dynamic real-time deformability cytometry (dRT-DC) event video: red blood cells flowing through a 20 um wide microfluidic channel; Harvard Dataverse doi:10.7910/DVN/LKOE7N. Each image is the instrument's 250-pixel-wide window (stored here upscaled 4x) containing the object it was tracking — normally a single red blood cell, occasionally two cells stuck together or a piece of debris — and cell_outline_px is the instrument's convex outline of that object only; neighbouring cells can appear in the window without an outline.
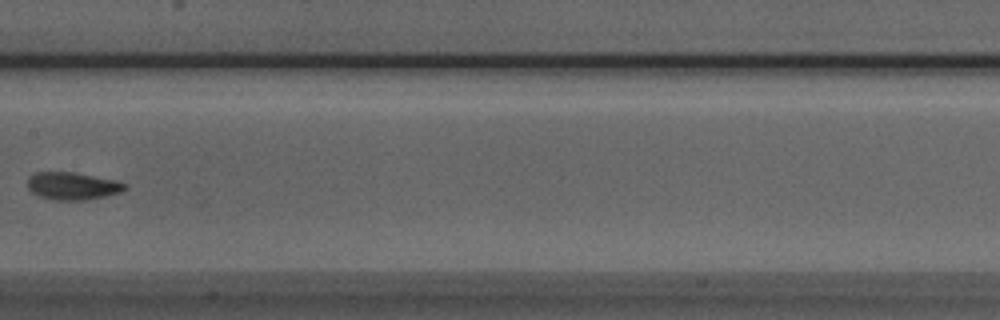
{"species": "Egyptian fruit bat (a non-hibernating species)", "species_latin": "Rousettus aegyptiacus", "temperature_condition": "room temperature", "stored_images_in_passage": 8, "camera_frame_rate_fps": 3000, "um_per_image_px": 0.085, "animal": {"sex": "male"}, "frame": {"image": 1, "passage_image": 7, "time_ms": 2.0, "image_size_px": [1000, 320], "cell_outline_px": [[128, 188], [120, 192], [104, 196], [84, 200], [52, 200], [40, 196], [32, 192], [28, 188], [28, 176], [36, 172], [72, 172], [116, 180], [128, 184]], "centroid_in_image_um": [6.17, 15.8], "position_along_channel_um": 201.2, "area_um2": 15.61}}
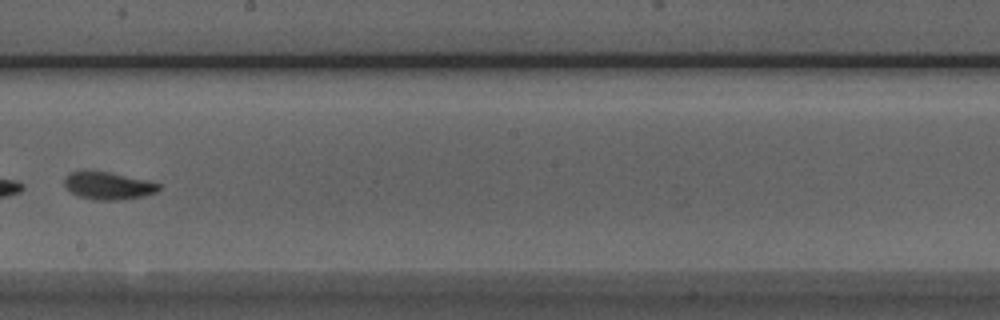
{"frame": {"image": 2, "passage_image": 8, "time_ms": 2.333, "image_size_px": [1000, 320], "cell_outline_px": [[160, 188], [156, 192], [144, 196], [120, 200], [92, 200], [76, 196], [64, 184], [64, 176], [72, 172], [108, 172], [148, 180], [160, 184]], "centroid_in_image_um": [9.21, 15.81], "position_along_channel_um": 239.0, "area_um2": 15.03}}